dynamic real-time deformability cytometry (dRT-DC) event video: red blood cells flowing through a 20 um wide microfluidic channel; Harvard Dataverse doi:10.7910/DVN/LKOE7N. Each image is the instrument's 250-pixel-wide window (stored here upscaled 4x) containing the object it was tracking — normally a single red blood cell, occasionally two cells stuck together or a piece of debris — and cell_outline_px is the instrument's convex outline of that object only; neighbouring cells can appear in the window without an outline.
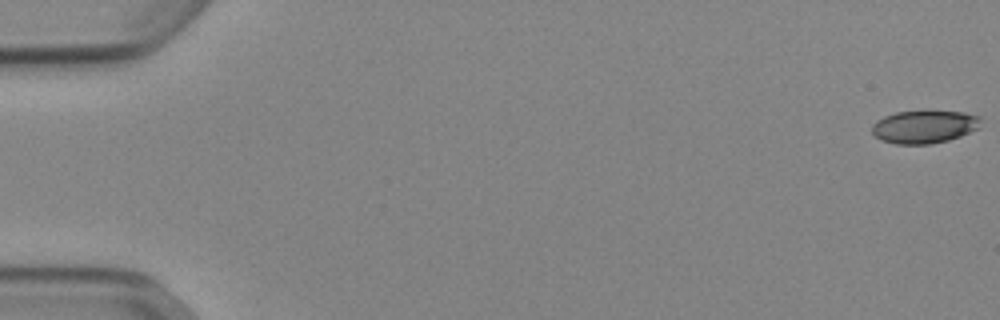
{"species": "Egyptian fruit bat (a non-hibernating species)", "species_latin": "Rousettus aegyptiacus", "temperature_condition": "cold", "stored_images_in_passage": 15, "camera_frame_rate_fps": 3000, "um_per_image_px": 0.085, "animal": {"sex": "female"}, "frame": {"image": 1, "passage_image": 1, "time_ms": 0.0, "image_size_px": [1000, 320], "cell_outline_px": [[980, 128], [960, 136], [948, 140], [928, 144], [896, 144], [880, 140], [872, 132], [872, 124], [876, 120], [884, 116], [896, 112], [964, 112], [980, 116]], "centroid_in_image_um": [78.55, 10.79], "position_along_channel_um": 6.4, "area_um2": 20.69}}
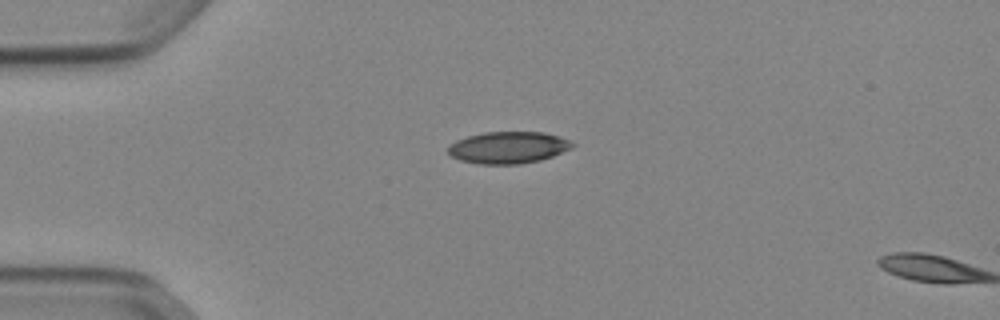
{"frame": {"image": 2, "passage_image": 14, "time_ms": 4.333, "image_size_px": [1000, 320], "cell_outline_px": [[576, 144], [572, 148], [552, 156], [540, 160], [520, 164], [480, 164], [460, 160], [452, 156], [448, 152], [448, 148], [456, 140], [468, 136], [484, 132], [544, 132], [568, 140]], "centroid_in_image_um": [43.2, 12.54], "position_along_channel_um": 41.8, "area_um2": 22.89}}